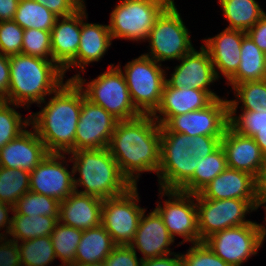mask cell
Listing matches in <instances>:
<instances>
[{
    "label": "cell",
    "mask_w": 266,
    "mask_h": 266,
    "mask_svg": "<svg viewBox=\"0 0 266 266\" xmlns=\"http://www.w3.org/2000/svg\"><path fill=\"white\" fill-rule=\"evenodd\" d=\"M160 140V124L151 114L118 121L107 148L132 186L137 185L141 172L158 174Z\"/></svg>",
    "instance_id": "obj_1"
},
{
    "label": "cell",
    "mask_w": 266,
    "mask_h": 266,
    "mask_svg": "<svg viewBox=\"0 0 266 266\" xmlns=\"http://www.w3.org/2000/svg\"><path fill=\"white\" fill-rule=\"evenodd\" d=\"M53 94L41 111L31 114L30 124L48 153L61 154L62 151V154H68L74 151L82 89L74 80L68 79Z\"/></svg>",
    "instance_id": "obj_2"
},
{
    "label": "cell",
    "mask_w": 266,
    "mask_h": 266,
    "mask_svg": "<svg viewBox=\"0 0 266 266\" xmlns=\"http://www.w3.org/2000/svg\"><path fill=\"white\" fill-rule=\"evenodd\" d=\"M10 83L7 101L12 106L45 103L62 84L63 70L53 61L40 57L16 54L9 56ZM29 104V105H28Z\"/></svg>",
    "instance_id": "obj_3"
},
{
    "label": "cell",
    "mask_w": 266,
    "mask_h": 266,
    "mask_svg": "<svg viewBox=\"0 0 266 266\" xmlns=\"http://www.w3.org/2000/svg\"><path fill=\"white\" fill-rule=\"evenodd\" d=\"M73 183L77 193L92 195L102 200L124 194L132 185L122 175L108 148L78 150L71 153ZM79 178L75 179V173ZM83 186L85 190L78 191Z\"/></svg>",
    "instance_id": "obj_4"
},
{
    "label": "cell",
    "mask_w": 266,
    "mask_h": 266,
    "mask_svg": "<svg viewBox=\"0 0 266 266\" xmlns=\"http://www.w3.org/2000/svg\"><path fill=\"white\" fill-rule=\"evenodd\" d=\"M110 64L108 70L85 84L79 74L74 75V80L83 90L85 98L93 104L103 107L119 121L131 120L142 115L132 102L128 86L120 65ZM120 67V68H119Z\"/></svg>",
    "instance_id": "obj_5"
},
{
    "label": "cell",
    "mask_w": 266,
    "mask_h": 266,
    "mask_svg": "<svg viewBox=\"0 0 266 266\" xmlns=\"http://www.w3.org/2000/svg\"><path fill=\"white\" fill-rule=\"evenodd\" d=\"M189 35L173 0L155 20L146 39L151 53L144 55L158 63L170 59L180 61L194 49Z\"/></svg>",
    "instance_id": "obj_6"
},
{
    "label": "cell",
    "mask_w": 266,
    "mask_h": 266,
    "mask_svg": "<svg viewBox=\"0 0 266 266\" xmlns=\"http://www.w3.org/2000/svg\"><path fill=\"white\" fill-rule=\"evenodd\" d=\"M173 0H121L111 12L108 25L112 40H145L155 20Z\"/></svg>",
    "instance_id": "obj_7"
},
{
    "label": "cell",
    "mask_w": 266,
    "mask_h": 266,
    "mask_svg": "<svg viewBox=\"0 0 266 266\" xmlns=\"http://www.w3.org/2000/svg\"><path fill=\"white\" fill-rule=\"evenodd\" d=\"M190 135L161 132L158 181L161 189L179 190L194 174L198 158L191 155Z\"/></svg>",
    "instance_id": "obj_8"
},
{
    "label": "cell",
    "mask_w": 266,
    "mask_h": 266,
    "mask_svg": "<svg viewBox=\"0 0 266 266\" xmlns=\"http://www.w3.org/2000/svg\"><path fill=\"white\" fill-rule=\"evenodd\" d=\"M124 72L133 104L142 114H152L159 106L166 83L161 64L143 54L128 62Z\"/></svg>",
    "instance_id": "obj_9"
},
{
    "label": "cell",
    "mask_w": 266,
    "mask_h": 266,
    "mask_svg": "<svg viewBox=\"0 0 266 266\" xmlns=\"http://www.w3.org/2000/svg\"><path fill=\"white\" fill-rule=\"evenodd\" d=\"M266 237V226L251 222L218 231L203 242L230 266H241L257 254Z\"/></svg>",
    "instance_id": "obj_10"
},
{
    "label": "cell",
    "mask_w": 266,
    "mask_h": 266,
    "mask_svg": "<svg viewBox=\"0 0 266 266\" xmlns=\"http://www.w3.org/2000/svg\"><path fill=\"white\" fill-rule=\"evenodd\" d=\"M137 185L124 194L103 200L101 225L116 245H130L134 240L144 210L136 204Z\"/></svg>",
    "instance_id": "obj_11"
},
{
    "label": "cell",
    "mask_w": 266,
    "mask_h": 266,
    "mask_svg": "<svg viewBox=\"0 0 266 266\" xmlns=\"http://www.w3.org/2000/svg\"><path fill=\"white\" fill-rule=\"evenodd\" d=\"M195 200L200 242L218 231L251 223L245 220V215L249 210H256L247 200L242 199L211 200L197 193Z\"/></svg>",
    "instance_id": "obj_12"
},
{
    "label": "cell",
    "mask_w": 266,
    "mask_h": 266,
    "mask_svg": "<svg viewBox=\"0 0 266 266\" xmlns=\"http://www.w3.org/2000/svg\"><path fill=\"white\" fill-rule=\"evenodd\" d=\"M228 117V100L218 98L204 109L171 117L164 125H160V132L183 133L192 137H223L229 125Z\"/></svg>",
    "instance_id": "obj_13"
},
{
    "label": "cell",
    "mask_w": 266,
    "mask_h": 266,
    "mask_svg": "<svg viewBox=\"0 0 266 266\" xmlns=\"http://www.w3.org/2000/svg\"><path fill=\"white\" fill-rule=\"evenodd\" d=\"M159 191L162 196H170L168 200H165L163 207L161 204H157L155 210L162 217L172 238L174 239L178 235L184 238L182 242L199 243L197 206L193 200L195 194L180 190L159 189Z\"/></svg>",
    "instance_id": "obj_14"
},
{
    "label": "cell",
    "mask_w": 266,
    "mask_h": 266,
    "mask_svg": "<svg viewBox=\"0 0 266 266\" xmlns=\"http://www.w3.org/2000/svg\"><path fill=\"white\" fill-rule=\"evenodd\" d=\"M118 121L103 107L86 99L82 90V107L75 134L74 151L107 148Z\"/></svg>",
    "instance_id": "obj_15"
},
{
    "label": "cell",
    "mask_w": 266,
    "mask_h": 266,
    "mask_svg": "<svg viewBox=\"0 0 266 266\" xmlns=\"http://www.w3.org/2000/svg\"><path fill=\"white\" fill-rule=\"evenodd\" d=\"M65 158L62 153H48L30 172V191L52 197L59 202L69 197L75 190L73 172H69L62 163L66 162Z\"/></svg>",
    "instance_id": "obj_16"
},
{
    "label": "cell",
    "mask_w": 266,
    "mask_h": 266,
    "mask_svg": "<svg viewBox=\"0 0 266 266\" xmlns=\"http://www.w3.org/2000/svg\"><path fill=\"white\" fill-rule=\"evenodd\" d=\"M180 65L175 67V72L171 74L166 82L174 88L188 87L208 92L214 99L220 98L208 85L218 80L214 66L207 50L200 47V51L193 49L190 53L184 55Z\"/></svg>",
    "instance_id": "obj_17"
},
{
    "label": "cell",
    "mask_w": 266,
    "mask_h": 266,
    "mask_svg": "<svg viewBox=\"0 0 266 266\" xmlns=\"http://www.w3.org/2000/svg\"><path fill=\"white\" fill-rule=\"evenodd\" d=\"M199 194L205 199H242L247 200L256 210L255 177L251 174L227 167L207 184Z\"/></svg>",
    "instance_id": "obj_18"
},
{
    "label": "cell",
    "mask_w": 266,
    "mask_h": 266,
    "mask_svg": "<svg viewBox=\"0 0 266 266\" xmlns=\"http://www.w3.org/2000/svg\"><path fill=\"white\" fill-rule=\"evenodd\" d=\"M214 100L206 91L188 87L174 88L166 82L159 106L151 115L160 125H164L171 117L204 109Z\"/></svg>",
    "instance_id": "obj_19"
},
{
    "label": "cell",
    "mask_w": 266,
    "mask_h": 266,
    "mask_svg": "<svg viewBox=\"0 0 266 266\" xmlns=\"http://www.w3.org/2000/svg\"><path fill=\"white\" fill-rule=\"evenodd\" d=\"M221 146L226 154L227 167L257 177L265 156L253 137L239 134L228 125L221 139Z\"/></svg>",
    "instance_id": "obj_20"
},
{
    "label": "cell",
    "mask_w": 266,
    "mask_h": 266,
    "mask_svg": "<svg viewBox=\"0 0 266 266\" xmlns=\"http://www.w3.org/2000/svg\"><path fill=\"white\" fill-rule=\"evenodd\" d=\"M145 211L140 218L134 240L129 246L133 250L137 248L143 254L142 260L174 254L168 247L175 239L167 231L162 217L155 209L148 216H145Z\"/></svg>",
    "instance_id": "obj_21"
},
{
    "label": "cell",
    "mask_w": 266,
    "mask_h": 266,
    "mask_svg": "<svg viewBox=\"0 0 266 266\" xmlns=\"http://www.w3.org/2000/svg\"><path fill=\"white\" fill-rule=\"evenodd\" d=\"M25 130L0 149V166L31 172L48 154L37 132Z\"/></svg>",
    "instance_id": "obj_22"
},
{
    "label": "cell",
    "mask_w": 266,
    "mask_h": 266,
    "mask_svg": "<svg viewBox=\"0 0 266 266\" xmlns=\"http://www.w3.org/2000/svg\"><path fill=\"white\" fill-rule=\"evenodd\" d=\"M246 32L225 28L215 37L204 39L203 47L209 53L217 78L219 70L227 81L236 73L240 65L241 44ZM217 68V69H216Z\"/></svg>",
    "instance_id": "obj_23"
},
{
    "label": "cell",
    "mask_w": 266,
    "mask_h": 266,
    "mask_svg": "<svg viewBox=\"0 0 266 266\" xmlns=\"http://www.w3.org/2000/svg\"><path fill=\"white\" fill-rule=\"evenodd\" d=\"M80 35L81 8L70 16L57 18L51 29L52 59L62 70L75 59Z\"/></svg>",
    "instance_id": "obj_24"
},
{
    "label": "cell",
    "mask_w": 266,
    "mask_h": 266,
    "mask_svg": "<svg viewBox=\"0 0 266 266\" xmlns=\"http://www.w3.org/2000/svg\"><path fill=\"white\" fill-rule=\"evenodd\" d=\"M103 200L92 195L73 192L60 202L59 222L80 230L101 224Z\"/></svg>",
    "instance_id": "obj_25"
},
{
    "label": "cell",
    "mask_w": 266,
    "mask_h": 266,
    "mask_svg": "<svg viewBox=\"0 0 266 266\" xmlns=\"http://www.w3.org/2000/svg\"><path fill=\"white\" fill-rule=\"evenodd\" d=\"M85 4L81 7V35L80 44L75 59L63 70L65 73L70 67H81L91 62L99 61L111 45L112 37L108 25L83 22L87 18Z\"/></svg>",
    "instance_id": "obj_26"
},
{
    "label": "cell",
    "mask_w": 266,
    "mask_h": 266,
    "mask_svg": "<svg viewBox=\"0 0 266 266\" xmlns=\"http://www.w3.org/2000/svg\"><path fill=\"white\" fill-rule=\"evenodd\" d=\"M116 246L110 234L101 224L83 230L76 249L74 265L104 262Z\"/></svg>",
    "instance_id": "obj_27"
},
{
    "label": "cell",
    "mask_w": 266,
    "mask_h": 266,
    "mask_svg": "<svg viewBox=\"0 0 266 266\" xmlns=\"http://www.w3.org/2000/svg\"><path fill=\"white\" fill-rule=\"evenodd\" d=\"M240 65L236 73L228 80V85H236L246 81L265 80L266 54L259 49L246 34L241 44Z\"/></svg>",
    "instance_id": "obj_28"
},
{
    "label": "cell",
    "mask_w": 266,
    "mask_h": 266,
    "mask_svg": "<svg viewBox=\"0 0 266 266\" xmlns=\"http://www.w3.org/2000/svg\"><path fill=\"white\" fill-rule=\"evenodd\" d=\"M226 168V154L220 145L205 158H198L193 176L179 190L185 193L197 194Z\"/></svg>",
    "instance_id": "obj_29"
},
{
    "label": "cell",
    "mask_w": 266,
    "mask_h": 266,
    "mask_svg": "<svg viewBox=\"0 0 266 266\" xmlns=\"http://www.w3.org/2000/svg\"><path fill=\"white\" fill-rule=\"evenodd\" d=\"M219 3L230 23L227 29L247 32L265 13L255 0H219Z\"/></svg>",
    "instance_id": "obj_30"
},
{
    "label": "cell",
    "mask_w": 266,
    "mask_h": 266,
    "mask_svg": "<svg viewBox=\"0 0 266 266\" xmlns=\"http://www.w3.org/2000/svg\"><path fill=\"white\" fill-rule=\"evenodd\" d=\"M58 221L59 217L14 214L9 234L15 242L50 236Z\"/></svg>",
    "instance_id": "obj_31"
},
{
    "label": "cell",
    "mask_w": 266,
    "mask_h": 266,
    "mask_svg": "<svg viewBox=\"0 0 266 266\" xmlns=\"http://www.w3.org/2000/svg\"><path fill=\"white\" fill-rule=\"evenodd\" d=\"M57 18L58 16L37 1L20 0L13 20L24 30L36 28L51 32Z\"/></svg>",
    "instance_id": "obj_32"
},
{
    "label": "cell",
    "mask_w": 266,
    "mask_h": 266,
    "mask_svg": "<svg viewBox=\"0 0 266 266\" xmlns=\"http://www.w3.org/2000/svg\"><path fill=\"white\" fill-rule=\"evenodd\" d=\"M83 230L67 226L58 221L52 232L51 241L54 247L56 258H60L63 265L73 266L76 249L80 242Z\"/></svg>",
    "instance_id": "obj_33"
},
{
    "label": "cell",
    "mask_w": 266,
    "mask_h": 266,
    "mask_svg": "<svg viewBox=\"0 0 266 266\" xmlns=\"http://www.w3.org/2000/svg\"><path fill=\"white\" fill-rule=\"evenodd\" d=\"M30 172L0 166V200L14 206L30 191Z\"/></svg>",
    "instance_id": "obj_34"
},
{
    "label": "cell",
    "mask_w": 266,
    "mask_h": 266,
    "mask_svg": "<svg viewBox=\"0 0 266 266\" xmlns=\"http://www.w3.org/2000/svg\"><path fill=\"white\" fill-rule=\"evenodd\" d=\"M18 250L21 266H48L56 258L51 236L22 241Z\"/></svg>",
    "instance_id": "obj_35"
},
{
    "label": "cell",
    "mask_w": 266,
    "mask_h": 266,
    "mask_svg": "<svg viewBox=\"0 0 266 266\" xmlns=\"http://www.w3.org/2000/svg\"><path fill=\"white\" fill-rule=\"evenodd\" d=\"M60 202L52 197L27 192L13 206V214L59 217Z\"/></svg>",
    "instance_id": "obj_36"
},
{
    "label": "cell",
    "mask_w": 266,
    "mask_h": 266,
    "mask_svg": "<svg viewBox=\"0 0 266 266\" xmlns=\"http://www.w3.org/2000/svg\"><path fill=\"white\" fill-rule=\"evenodd\" d=\"M240 101L228 100L229 126L239 134L253 137L256 133H266V111H243L238 117L234 115Z\"/></svg>",
    "instance_id": "obj_37"
},
{
    "label": "cell",
    "mask_w": 266,
    "mask_h": 266,
    "mask_svg": "<svg viewBox=\"0 0 266 266\" xmlns=\"http://www.w3.org/2000/svg\"><path fill=\"white\" fill-rule=\"evenodd\" d=\"M9 105L10 102L0 100V149L30 125V118L22 120V115Z\"/></svg>",
    "instance_id": "obj_38"
},
{
    "label": "cell",
    "mask_w": 266,
    "mask_h": 266,
    "mask_svg": "<svg viewBox=\"0 0 266 266\" xmlns=\"http://www.w3.org/2000/svg\"><path fill=\"white\" fill-rule=\"evenodd\" d=\"M238 100L242 102L244 111H266V79L246 81L232 87Z\"/></svg>",
    "instance_id": "obj_39"
},
{
    "label": "cell",
    "mask_w": 266,
    "mask_h": 266,
    "mask_svg": "<svg viewBox=\"0 0 266 266\" xmlns=\"http://www.w3.org/2000/svg\"><path fill=\"white\" fill-rule=\"evenodd\" d=\"M21 54L53 60L51 32L36 28L24 30Z\"/></svg>",
    "instance_id": "obj_40"
},
{
    "label": "cell",
    "mask_w": 266,
    "mask_h": 266,
    "mask_svg": "<svg viewBox=\"0 0 266 266\" xmlns=\"http://www.w3.org/2000/svg\"><path fill=\"white\" fill-rule=\"evenodd\" d=\"M24 29L14 20L0 22V53L21 54Z\"/></svg>",
    "instance_id": "obj_41"
},
{
    "label": "cell",
    "mask_w": 266,
    "mask_h": 266,
    "mask_svg": "<svg viewBox=\"0 0 266 266\" xmlns=\"http://www.w3.org/2000/svg\"><path fill=\"white\" fill-rule=\"evenodd\" d=\"M185 266H230L218 257L204 242L193 244L186 254H181Z\"/></svg>",
    "instance_id": "obj_42"
},
{
    "label": "cell",
    "mask_w": 266,
    "mask_h": 266,
    "mask_svg": "<svg viewBox=\"0 0 266 266\" xmlns=\"http://www.w3.org/2000/svg\"><path fill=\"white\" fill-rule=\"evenodd\" d=\"M142 259L138 260L136 250L129 245H117L105 259V266H140Z\"/></svg>",
    "instance_id": "obj_43"
},
{
    "label": "cell",
    "mask_w": 266,
    "mask_h": 266,
    "mask_svg": "<svg viewBox=\"0 0 266 266\" xmlns=\"http://www.w3.org/2000/svg\"><path fill=\"white\" fill-rule=\"evenodd\" d=\"M222 137L198 135L190 136L189 152L196 158H205L221 145Z\"/></svg>",
    "instance_id": "obj_44"
},
{
    "label": "cell",
    "mask_w": 266,
    "mask_h": 266,
    "mask_svg": "<svg viewBox=\"0 0 266 266\" xmlns=\"http://www.w3.org/2000/svg\"><path fill=\"white\" fill-rule=\"evenodd\" d=\"M42 4L56 16L65 17L79 10L84 5V0H46Z\"/></svg>",
    "instance_id": "obj_45"
},
{
    "label": "cell",
    "mask_w": 266,
    "mask_h": 266,
    "mask_svg": "<svg viewBox=\"0 0 266 266\" xmlns=\"http://www.w3.org/2000/svg\"><path fill=\"white\" fill-rule=\"evenodd\" d=\"M4 241V242H2ZM0 266H21L18 243L6 238L0 241Z\"/></svg>",
    "instance_id": "obj_46"
},
{
    "label": "cell",
    "mask_w": 266,
    "mask_h": 266,
    "mask_svg": "<svg viewBox=\"0 0 266 266\" xmlns=\"http://www.w3.org/2000/svg\"><path fill=\"white\" fill-rule=\"evenodd\" d=\"M246 34L266 54V13Z\"/></svg>",
    "instance_id": "obj_47"
},
{
    "label": "cell",
    "mask_w": 266,
    "mask_h": 266,
    "mask_svg": "<svg viewBox=\"0 0 266 266\" xmlns=\"http://www.w3.org/2000/svg\"><path fill=\"white\" fill-rule=\"evenodd\" d=\"M10 83L9 56L0 53V100L7 101Z\"/></svg>",
    "instance_id": "obj_48"
},
{
    "label": "cell",
    "mask_w": 266,
    "mask_h": 266,
    "mask_svg": "<svg viewBox=\"0 0 266 266\" xmlns=\"http://www.w3.org/2000/svg\"><path fill=\"white\" fill-rule=\"evenodd\" d=\"M256 200L258 207L266 204V157L260 171L255 178Z\"/></svg>",
    "instance_id": "obj_49"
},
{
    "label": "cell",
    "mask_w": 266,
    "mask_h": 266,
    "mask_svg": "<svg viewBox=\"0 0 266 266\" xmlns=\"http://www.w3.org/2000/svg\"><path fill=\"white\" fill-rule=\"evenodd\" d=\"M175 257L169 258L170 255L160 256L157 258L144 259L140 266H179L182 263L180 253L173 254Z\"/></svg>",
    "instance_id": "obj_50"
},
{
    "label": "cell",
    "mask_w": 266,
    "mask_h": 266,
    "mask_svg": "<svg viewBox=\"0 0 266 266\" xmlns=\"http://www.w3.org/2000/svg\"><path fill=\"white\" fill-rule=\"evenodd\" d=\"M20 0H0V22L14 19Z\"/></svg>",
    "instance_id": "obj_51"
},
{
    "label": "cell",
    "mask_w": 266,
    "mask_h": 266,
    "mask_svg": "<svg viewBox=\"0 0 266 266\" xmlns=\"http://www.w3.org/2000/svg\"><path fill=\"white\" fill-rule=\"evenodd\" d=\"M9 210L13 211V206L10 204L4 203L0 200V229L1 227L3 229V227L6 226V234L7 233L9 234L10 228H11V222H12V218H9L8 216V212H10ZM0 236L2 238H6L5 235L2 233H0Z\"/></svg>",
    "instance_id": "obj_52"
},
{
    "label": "cell",
    "mask_w": 266,
    "mask_h": 266,
    "mask_svg": "<svg viewBox=\"0 0 266 266\" xmlns=\"http://www.w3.org/2000/svg\"><path fill=\"white\" fill-rule=\"evenodd\" d=\"M253 139L259 145L262 154L266 157V133H256Z\"/></svg>",
    "instance_id": "obj_53"
},
{
    "label": "cell",
    "mask_w": 266,
    "mask_h": 266,
    "mask_svg": "<svg viewBox=\"0 0 266 266\" xmlns=\"http://www.w3.org/2000/svg\"><path fill=\"white\" fill-rule=\"evenodd\" d=\"M73 266H105L104 262H93V263H88L84 265H73Z\"/></svg>",
    "instance_id": "obj_54"
},
{
    "label": "cell",
    "mask_w": 266,
    "mask_h": 266,
    "mask_svg": "<svg viewBox=\"0 0 266 266\" xmlns=\"http://www.w3.org/2000/svg\"><path fill=\"white\" fill-rule=\"evenodd\" d=\"M34 1H37V2H39V3H43V2H46V0H34Z\"/></svg>",
    "instance_id": "obj_55"
}]
</instances>
